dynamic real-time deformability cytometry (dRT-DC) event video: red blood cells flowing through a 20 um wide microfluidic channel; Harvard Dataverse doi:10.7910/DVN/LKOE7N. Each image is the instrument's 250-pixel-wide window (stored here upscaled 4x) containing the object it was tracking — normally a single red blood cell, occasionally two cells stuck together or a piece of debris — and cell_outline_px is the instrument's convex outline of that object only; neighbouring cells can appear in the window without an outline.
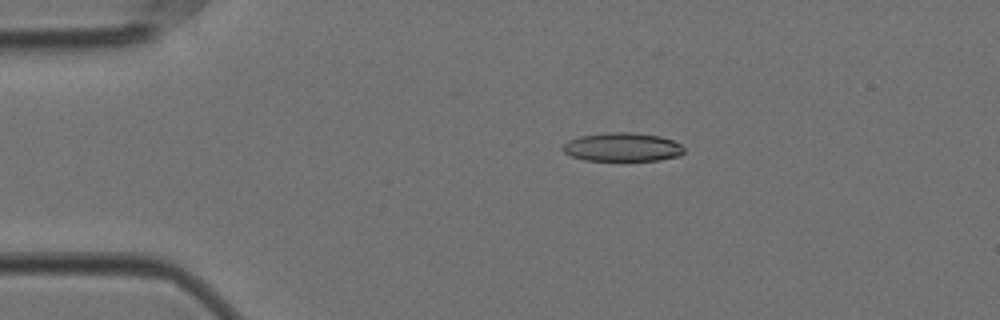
{"species": "Egyptian fruit bat (a non-hibernating species)", "species_latin": "Rousettus aegyptiacus", "temperature_condition": "cold", "stored_images_in_passage": 48, "camera_frame_rate_fps": 3000, "um_per_image_px": 0.085, "animal": {"sex": "female"}, "frame": {"image": 1, "passage_image": 2, "time_ms": 0.333, "image_size_px": [1000, 320], "cell_outline_px": [[684, 152], [680, 156], [660, 160], [584, 160], [572, 156], [564, 152], [560, 148], [568, 140], [580, 136], [604, 132], [632, 132], [660, 136], [672, 140], [680, 144], [684, 148]], "centroid_in_image_um": [52.9, 12.49], "position_along_channel_um": 32.1, "area_um2": 20.35}}
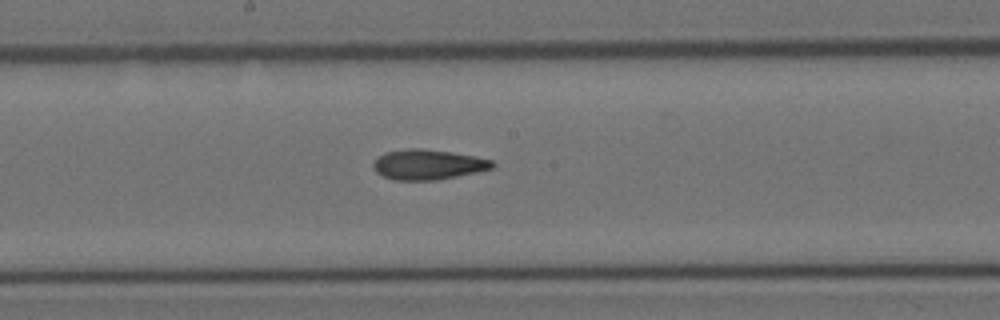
{"frame": {"image": 2, "passage_image": 21, "time_ms": 6.667, "image_size_px": [1000, 320], "cell_outline_px": [[496, 164], [492, 168], [476, 172], [436, 180], [396, 180], [384, 176], [376, 172], [372, 164], [384, 152], [408, 148], [420, 148], [452, 152], [476, 156], [492, 160]], "centroid_in_image_um": [36.39, 13.97], "position_along_channel_um": 211.8, "area_um2": 20.81}}
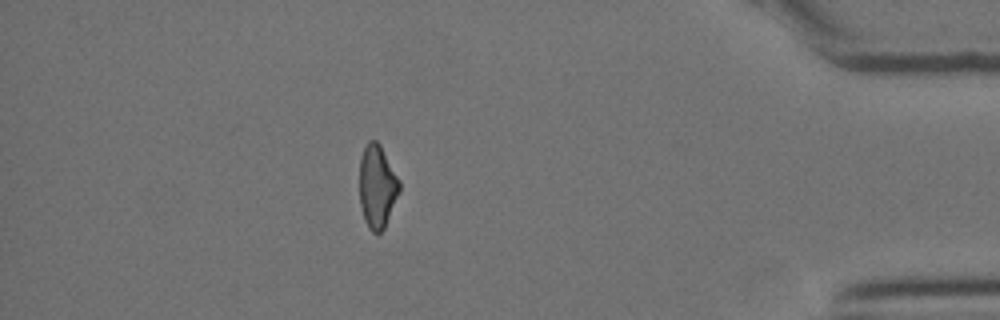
{"frame": {"image": 3, "passage_image": 41, "time_ms": 13.333, "image_size_px": [1000, 320], "cell_outline_px": [[400, 192], [384, 228], [380, 232], [372, 232], [368, 228], [364, 220], [360, 204], [360, 160], [364, 148], [368, 140], [376, 140], [380, 144], [400, 180]], "centroid_in_image_um": [32.07, 15.85], "position_along_channel_um": 403.1, "area_um2": 19.36}, "authors_computed_cell_mechanics": {"area_um2": 20.5768, "velocity_mm_per_s": 3.5437, "shape_relaxation_time_tau1_ms": null, "shape_relaxation_time_tau2_ms": 3.3201, "deformation_change_tau1": null, "deformation_change_tau2": 0.1221}}